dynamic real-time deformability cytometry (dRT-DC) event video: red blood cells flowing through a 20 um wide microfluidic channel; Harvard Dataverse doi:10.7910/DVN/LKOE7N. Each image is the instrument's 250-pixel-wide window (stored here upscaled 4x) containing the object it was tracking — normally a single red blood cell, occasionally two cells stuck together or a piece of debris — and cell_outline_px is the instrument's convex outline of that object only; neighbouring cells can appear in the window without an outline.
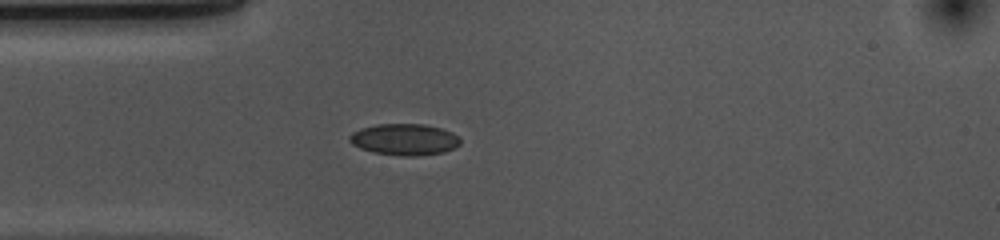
{"species": "common noctule bat (a hibernating species)", "species_latin": "Nyctalus noctula", "temperature_condition": "cold", "stored_images_in_passage": 41, "camera_frame_rate_fps": 3000, "um_per_image_px": 0.085, "animal": {"sex": "female", "body_mass_g": 10.0, "forearm_length_mm": 53.1}, "frame": {"image": 1, "passage_image": 1, "time_ms": 0.0, "image_size_px": [1000, 240], "cell_outline_px": [[460, 144], [444, 152], [416, 156], [400, 156], [372, 152], [360, 148], [352, 144], [348, 140], [348, 136], [352, 132], [360, 128], [376, 124], [424, 124], [440, 128], [452, 132], [460, 140]], "centroid_in_image_um": [34.33, 11.85], "position_along_channel_um": 50.7, "area_um2": 20.35}}
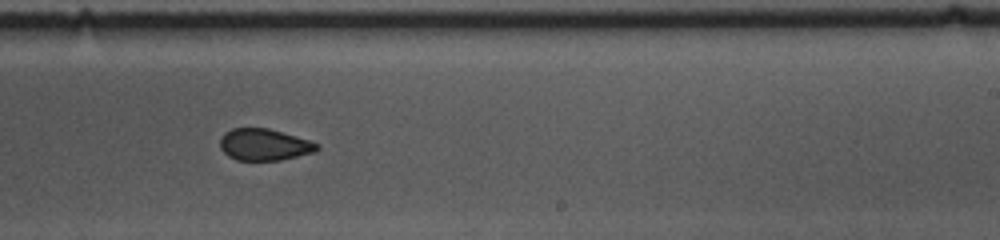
{"frame": {"image": 2, "passage_image": 19, "time_ms": 6.0, "image_size_px": [1000, 240], "cell_outline_px": [[320, 148], [316, 152], [280, 160], [236, 160], [228, 156], [220, 148], [220, 136], [224, 132], [232, 128], [268, 128], [308, 140], [320, 144]], "centroid_in_image_um": [22.45, 12.29], "position_along_channel_um": 266.6, "area_um2": 17.98}}
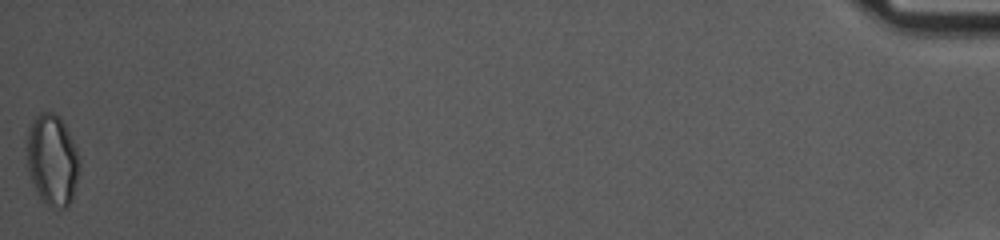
{"frame": {"image": 3, "passage_image": 41, "time_ms": 13.333, "image_size_px": [1000, 240], "cell_outline_px": [[80, 164], [72, 200], [68, 208], [56, 212], [44, 204], [28, 172], [28, 128], [32, 120], [40, 112], [56, 112], [60, 116], [76, 148]], "centroid_in_image_um": [4.46, 13.64], "position_along_channel_um": 430.7, "area_um2": 28.09}, "authors_computed_cell_mechanics": {"area_um2": 19.2474, "velocity_mm_per_s": 3.6788, "shape_relaxation_time_tau1_ms": null, "shape_relaxation_time_tau2_ms": 1.97, "deformation_change_tau1": null, "deformation_change_tau2": 0.0637}}